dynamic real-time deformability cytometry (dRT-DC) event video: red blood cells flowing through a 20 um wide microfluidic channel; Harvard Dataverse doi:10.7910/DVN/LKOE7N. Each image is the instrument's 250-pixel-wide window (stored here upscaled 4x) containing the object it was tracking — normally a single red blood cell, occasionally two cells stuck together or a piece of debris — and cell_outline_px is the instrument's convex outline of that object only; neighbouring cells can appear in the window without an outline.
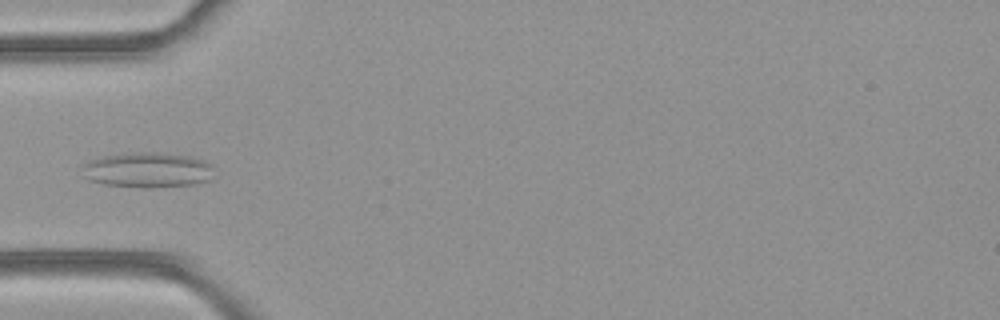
{"species": "common noctule bat (a hibernating species)", "species_latin": "Nyctalus noctula", "temperature_condition": "room temperature", "stored_images_in_passage": 35, "camera_frame_rate_fps": 3000, "um_per_image_px": 0.085, "animal": {"sex": "female", "body_mass_g": 21.9}, "frame": {"image": 1, "passage_image": 1, "time_ms": 0.0, "image_size_px": [1000, 320], "cell_outline_px": [[212, 180], [196, 184], [152, 188], [140, 188], [104, 184], [88, 180], [84, 176], [80, 164], [88, 160], [104, 156], [140, 152], [156, 152], [192, 156], [204, 160], [212, 164]], "centroid_in_image_um": [12.55, 14.46], "position_along_channel_um": 72.5, "area_um2": 27.57}}
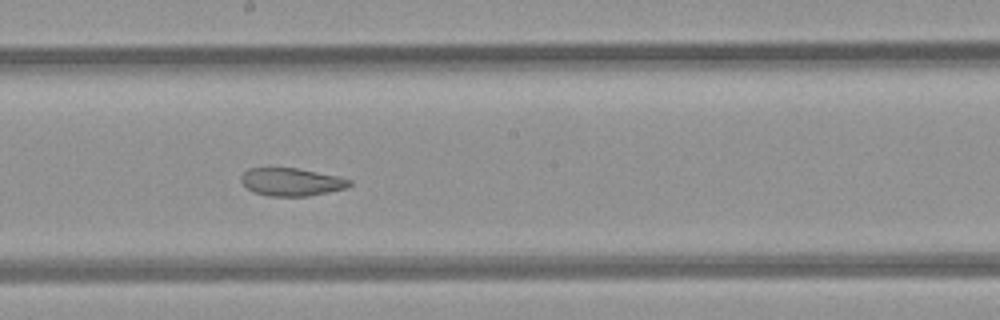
{"frame": {"image": 2, "passage_image": 12, "time_ms": 3.667, "image_size_px": [1000, 320], "cell_outline_px": [[352, 184], [344, 188], [328, 192], [308, 196], [268, 196], [252, 192], [240, 180], [240, 176], [248, 168], [296, 168], [340, 176], [352, 180]], "centroid_in_image_um": [24.77, 15.46], "position_along_channel_um": 223.4, "area_um2": 17.63}}
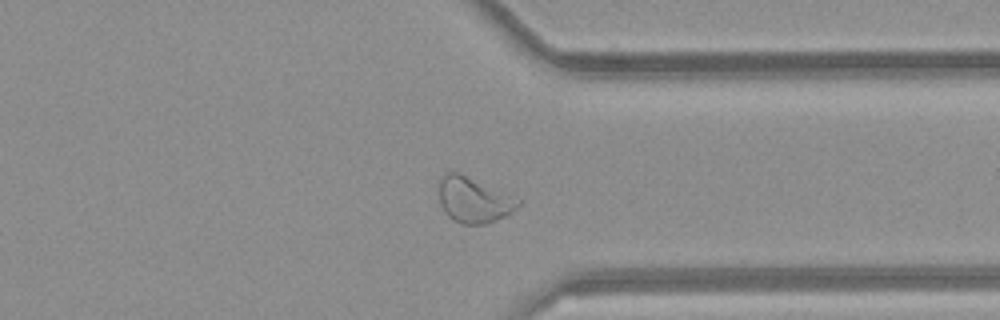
{"frame": {"image": 3, "passage_image": 23, "time_ms": 7.333, "image_size_px": [1000, 320], "cell_outline_px": [[524, 200], [512, 212], [496, 220], [484, 224], [460, 224], [448, 216], [444, 212], [440, 204], [436, 184], [440, 176], [448, 168], [460, 172]], "centroid_in_image_um": [40.2, 16.93], "position_along_channel_um": 371.2, "area_um2": 21.91}}